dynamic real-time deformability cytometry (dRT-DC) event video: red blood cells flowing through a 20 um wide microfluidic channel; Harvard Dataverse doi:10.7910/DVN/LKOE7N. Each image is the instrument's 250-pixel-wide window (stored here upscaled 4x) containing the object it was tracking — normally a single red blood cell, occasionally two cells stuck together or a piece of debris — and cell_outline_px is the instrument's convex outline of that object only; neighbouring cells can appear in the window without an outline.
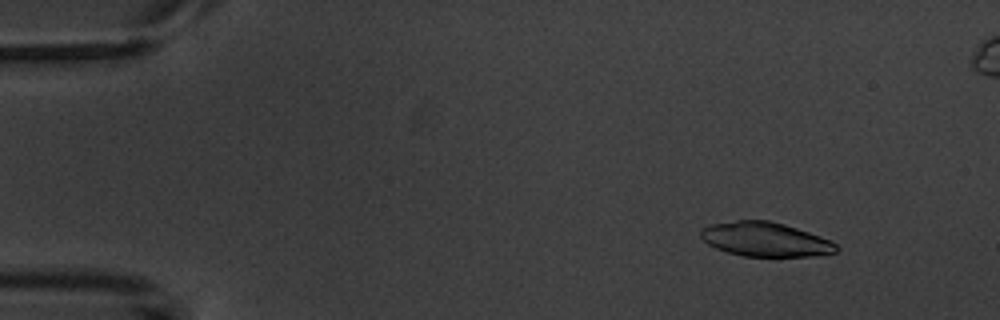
{"species": "common noctule bat (a hibernating species)", "species_latin": "Nyctalus noctula", "temperature_condition": "warm", "stored_images_in_passage": 6, "camera_frame_rate_fps": 3000, "um_per_image_px": 0.085, "animal": {"sex": "male", "body_mass_g": 20.1, "forearm_length_mm": 53.5}, "frame": {"image": 1, "passage_image": 2, "time_ms": 2.0, "image_size_px": [1000, 320], "cell_outline_px": [[840, 248], [836, 252], [808, 256], [744, 256], [728, 252], [716, 248], [708, 244], [700, 236], [700, 228], [708, 224], [736, 220], [768, 220], [784, 224], [820, 236], [836, 244]], "centroid_in_image_um": [65.0, 20.33], "position_along_channel_um": 20.0, "area_um2": 26.93}}